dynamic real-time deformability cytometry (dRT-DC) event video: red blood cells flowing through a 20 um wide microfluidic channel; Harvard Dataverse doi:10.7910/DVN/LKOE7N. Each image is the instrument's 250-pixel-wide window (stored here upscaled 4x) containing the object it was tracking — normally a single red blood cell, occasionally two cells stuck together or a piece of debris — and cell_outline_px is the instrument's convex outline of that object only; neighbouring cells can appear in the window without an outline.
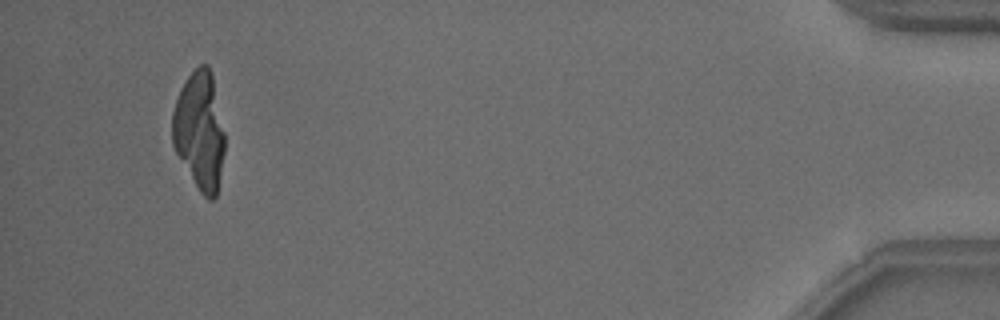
{"species": "common noctule bat (a hibernating species)", "species_latin": "Nyctalus noctula", "temperature_condition": "warm", "stored_images_in_passage": 52, "camera_frame_rate_fps": 3000, "um_per_image_px": 0.085, "animal": {"sex": "male", "body_mass_g": 18.8}, "frame": {"image": 1, "passage_image": 49, "time_ms": 16.0, "image_size_px": [1000, 320], "cell_outline_px": [[224, 152], [216, 196], [212, 200], [208, 200], [200, 192], [176, 152], [172, 144], [172, 112], [176, 100], [188, 76], [200, 64], [208, 64], [212, 72], [224, 132]], "centroid_in_image_um": [16.97, 11.1], "position_along_channel_um": 418.2, "area_um2": 35.72}}